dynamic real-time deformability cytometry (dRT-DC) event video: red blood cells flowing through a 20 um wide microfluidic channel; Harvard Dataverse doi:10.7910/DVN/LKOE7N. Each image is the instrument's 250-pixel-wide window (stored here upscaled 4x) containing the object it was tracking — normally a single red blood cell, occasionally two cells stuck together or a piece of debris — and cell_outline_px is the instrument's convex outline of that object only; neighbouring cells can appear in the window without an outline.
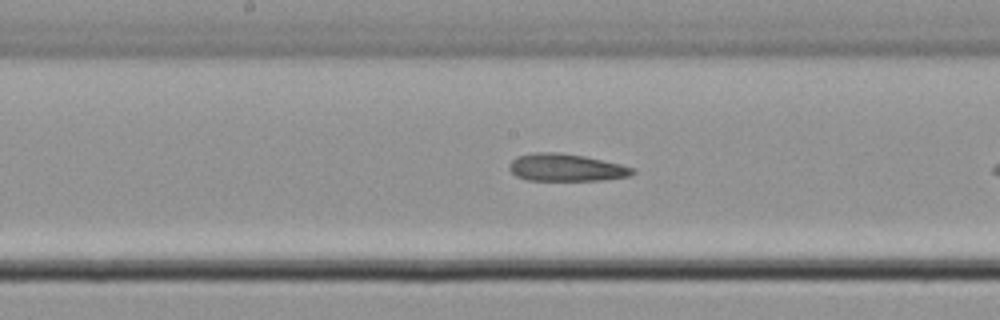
{"species": "common noctule bat (a hibernating species)", "species_latin": "Nyctalus noctula", "temperature_condition": "cold", "stored_images_in_passage": 28, "camera_frame_rate_fps": 3000, "um_per_image_px": 0.085, "animal": {"sex": "male", "body_mass_g": 21.5, "forearm_length_mm": 52.0}, "frame": {"image": 1, "passage_image": 13, "time_ms": 4.0, "image_size_px": [1000, 320], "cell_outline_px": [[636, 172], [628, 176], [604, 180], [528, 180], [516, 176], [508, 168], [508, 164], [516, 156], [536, 152], [556, 152], [584, 156], [620, 164], [636, 168]], "centroid_in_image_um": [48.11, 14.24], "position_along_channel_um": 200.1, "area_um2": 19.71}}
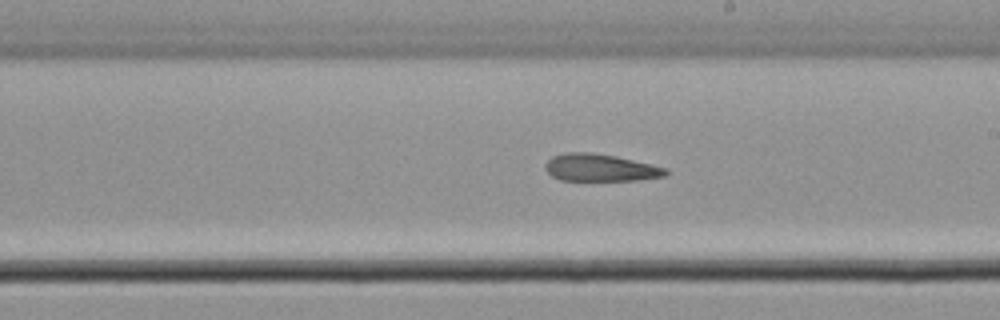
{"frame": {"image": 2, "passage_image": 16, "time_ms": 5.0, "image_size_px": [1000, 320], "cell_outline_px": [[668, 172], [664, 176], [640, 180], [560, 180], [552, 176], [544, 168], [544, 164], [552, 156], [564, 152], [592, 152], [616, 156], [652, 164], [668, 168]], "centroid_in_image_um": [51.02, 14.24], "position_along_channel_um": 238.0, "area_um2": 19.31}}